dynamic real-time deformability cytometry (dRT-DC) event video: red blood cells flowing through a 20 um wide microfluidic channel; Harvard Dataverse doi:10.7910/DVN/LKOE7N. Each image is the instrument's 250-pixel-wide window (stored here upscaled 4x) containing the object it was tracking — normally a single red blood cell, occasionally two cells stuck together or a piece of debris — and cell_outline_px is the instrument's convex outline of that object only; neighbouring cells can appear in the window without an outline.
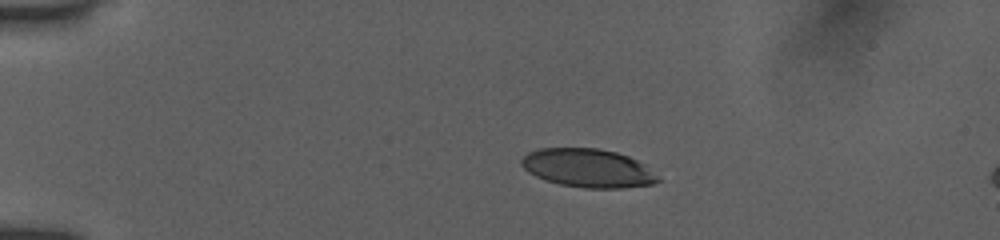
{"species": "human", "species_latin": "Homo sapiens", "temperature_condition": "room temperature", "stored_images_in_passage": 42, "camera_frame_rate_fps": 3000, "um_per_image_px": 0.085, "donor": {"sex": "female"}, "frame": {"image": 1, "passage_image": 1, "time_ms": 0.0, "image_size_px": [1000, 240], "cell_outline_px": [[664, 180], [652, 184], [624, 188], [584, 188], [560, 184], [544, 180], [528, 172], [520, 164], [520, 160], [528, 152], [540, 148], [600, 148], [616, 152], [628, 156], [644, 164]], "centroid_in_image_um": [49.99, 14.29], "position_along_channel_um": 35.0, "area_um2": 30.87}}
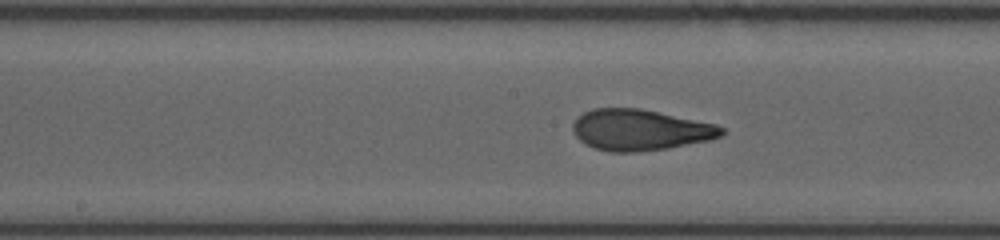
{"frame": {"image": 2, "passage_image": 18, "time_ms": 5.667, "image_size_px": [1000, 240], "cell_outline_px": [[724, 132], [720, 136], [708, 140], [668, 148], [636, 152], [612, 152], [596, 148], [584, 144], [576, 136], [572, 128], [572, 124], [576, 116], [592, 108], [640, 108], [716, 124], [724, 128]], "centroid_in_image_um": [54.37, 11.03], "position_along_channel_um": 193.8, "area_um2": 35.55}}
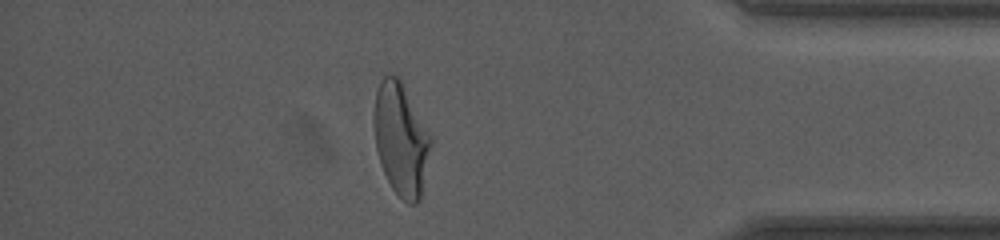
{"frame": {"image": 3, "passage_image": 36, "time_ms": 11.667, "image_size_px": [1000, 240], "cell_outline_px": [[432, 140], [420, 200], [416, 204], [408, 204], [392, 188], [380, 164], [376, 148], [372, 124], [372, 112], [376, 92], [380, 80], [384, 76], [396, 76], [400, 80], [432, 136]], "centroid_in_image_um": [34.05, 11.83], "position_along_channel_um": 401.1, "area_um2": 37.22}, "authors_computed_cell_mechanics": {"area_um2": 35.3158, "velocity_mm_per_s": 3.9271, "shape_relaxation_time_tau1_ms": 4.1866, "shape_relaxation_time_tau2_ms": 0.9129, "deformation_change_tau1": 0.2144, "deformation_change_tau2": 0.0842}}